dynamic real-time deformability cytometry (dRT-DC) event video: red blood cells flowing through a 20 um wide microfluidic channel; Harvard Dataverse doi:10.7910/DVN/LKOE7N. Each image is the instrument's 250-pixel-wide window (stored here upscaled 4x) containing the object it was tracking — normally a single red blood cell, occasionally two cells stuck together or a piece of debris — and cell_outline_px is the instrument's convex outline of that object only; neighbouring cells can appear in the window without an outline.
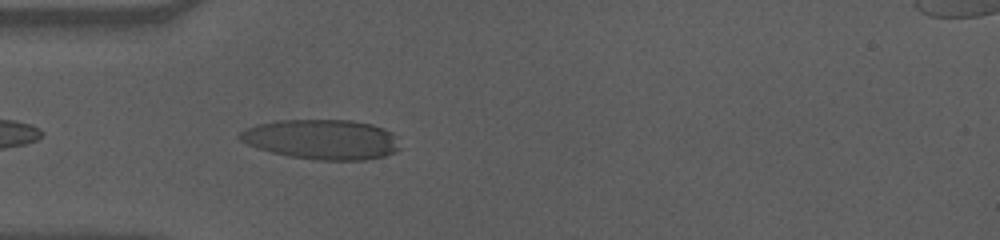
{"species": "human", "species_latin": "Homo sapiens", "temperature_condition": "cold", "stored_images_in_passage": 27, "camera_frame_rate_fps": 3000, "um_per_image_px": 0.085, "donor": {"sex": "male"}, "frame": {"image": 1, "passage_image": 3, "time_ms": 0.667, "image_size_px": [1000, 240], "cell_outline_px": [[404, 148], [396, 152], [384, 156], [364, 160], [316, 160], [288, 156], [272, 152], [248, 144], [240, 140], [236, 136], [240, 132], [248, 128], [260, 124], [280, 120], [352, 120], [372, 124], [384, 128], [392, 132], [396, 136]], "centroid_in_image_um": [27.45, 11.85], "position_along_channel_um": 57.6, "area_um2": 37.45}}
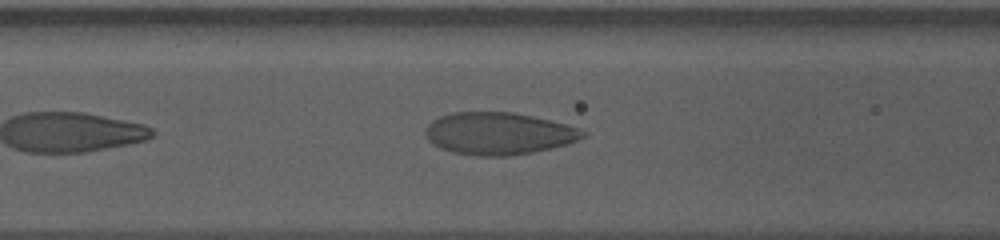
{"frame": {"image": 2, "passage_image": 9, "time_ms": 2.667, "image_size_px": [1000, 240], "cell_outline_px": [[588, 136], [568, 144], [532, 152], [508, 156], [476, 156], [452, 152], [440, 148], [428, 140], [424, 132], [424, 128], [432, 120], [440, 116], [452, 112], [512, 112], [532, 116], [564, 124], [588, 132]], "centroid_in_image_um": [42.36, 11.35], "position_along_channel_um": 124.2, "area_um2": 38.78}}
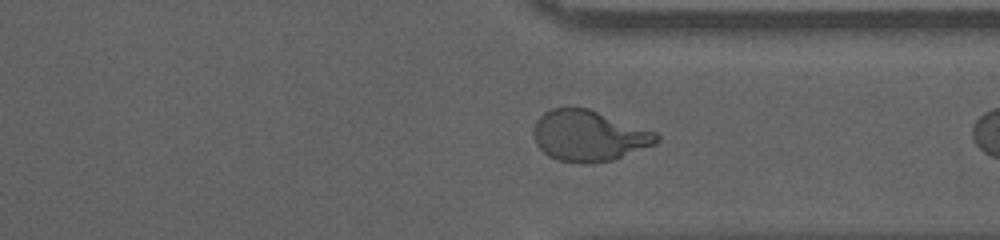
{"frame": {"image": 3, "passage_image": 26, "time_ms": 8.333, "image_size_px": [1000, 240], "cell_outline_px": [[660, 140], [656, 144], [616, 160], [584, 164], [580, 164], [556, 160], [548, 156], [536, 144], [532, 132], [536, 120], [544, 112], [552, 108], [588, 108], [656, 132], [660, 136]], "centroid_in_image_um": [50.06, 11.57], "position_along_channel_um": 361.3, "area_um2": 36.82}}